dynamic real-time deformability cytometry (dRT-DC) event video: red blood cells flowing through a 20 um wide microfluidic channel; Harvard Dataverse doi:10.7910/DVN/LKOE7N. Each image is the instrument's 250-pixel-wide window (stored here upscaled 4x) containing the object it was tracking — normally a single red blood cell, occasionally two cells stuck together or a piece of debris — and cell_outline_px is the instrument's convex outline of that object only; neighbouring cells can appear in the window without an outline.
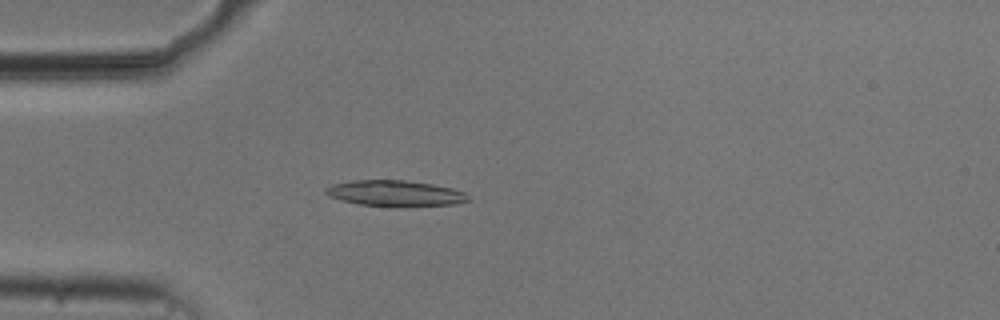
{"species": "common noctule bat (a hibernating species)", "species_latin": "Nyctalus noctula", "temperature_condition": "cold", "stored_images_in_passage": 33, "camera_frame_rate_fps": 3000, "um_per_image_px": 0.085, "animal": {"sex": "male", "body_mass_g": 20.5, "forearm_length_mm": 52.5}, "frame": {"image": 1, "passage_image": 4, "time_ms": 1.0, "image_size_px": [1000, 320], "cell_outline_px": [[472, 200], [456, 204], [408, 208], [360, 204], [328, 196], [324, 192], [324, 188], [332, 184], [352, 180], [404, 180], [432, 184], [452, 188], [464, 192]], "centroid_in_image_um": [33.63, 16.45], "position_along_channel_um": 51.4, "area_um2": 21.91}}
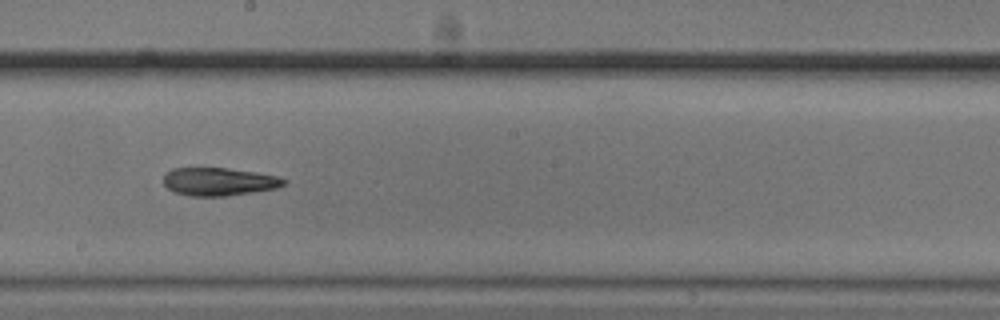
{"frame": {"image": 2, "passage_image": 19, "time_ms": 6.0, "image_size_px": [1000, 320], "cell_outline_px": [[288, 184], [276, 188], [224, 196], [192, 196], [176, 192], [168, 188], [164, 184], [164, 176], [172, 168], [228, 168], [256, 172], [276, 176], [288, 180]], "centroid_in_image_um": [18.64, 15.43], "position_along_channel_um": 229.6, "area_um2": 19.48}}
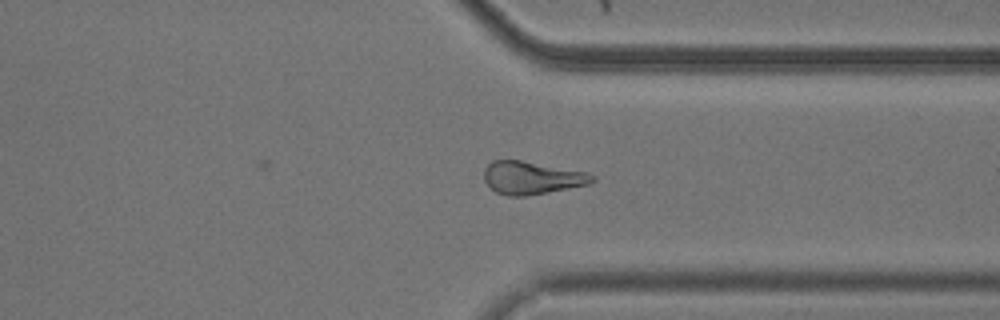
{"frame": {"image": 3, "passage_image": 30, "time_ms": 9.667, "image_size_px": [1000, 320], "cell_outline_px": [[596, 180], [588, 184], [548, 192], [524, 196], [508, 196], [496, 192], [484, 180], [484, 168], [492, 160], [520, 160], [588, 172], [596, 176]], "centroid_in_image_um": [45.21, 15.1], "position_along_channel_um": 366.2, "area_um2": 20.63}, "authors_computed_cell_mechanics": {"area_um2": 20.4612, "velocity_mm_per_s": 3.7435, "shape_relaxation_time_tau1_ms": 3.3531, "shape_relaxation_time_tau2_ms": 4.902, "deformation_change_tau1": 0.1191, "deformation_change_tau2": 0.1546}}